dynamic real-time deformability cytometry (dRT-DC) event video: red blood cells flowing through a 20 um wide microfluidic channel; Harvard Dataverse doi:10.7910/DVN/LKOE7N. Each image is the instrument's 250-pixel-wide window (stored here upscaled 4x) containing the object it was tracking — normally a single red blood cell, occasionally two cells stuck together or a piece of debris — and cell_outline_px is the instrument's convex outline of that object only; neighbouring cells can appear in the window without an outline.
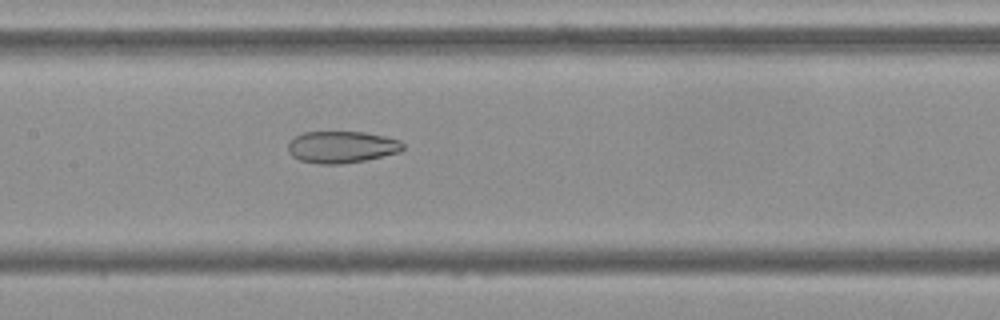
{"species": "Egyptian fruit bat (a non-hibernating species)", "species_latin": "Rousettus aegyptiacus", "temperature_condition": "cold", "stored_images_in_passage": 53, "camera_frame_rate_fps": 3000, "um_per_image_px": 0.085, "frame": {"image": 1, "passage_image": 26, "time_ms": 8.333, "image_size_px": [1000, 320], "cell_outline_px": [[404, 148], [400, 152], [364, 160], [340, 164], [316, 164], [300, 160], [292, 156], [288, 152], [288, 144], [296, 136], [304, 132], [364, 132], [384, 136], [400, 140], [404, 144]], "centroid_in_image_um": [29.05, 12.5], "position_along_channel_um": 178.4, "area_um2": 21.27}}
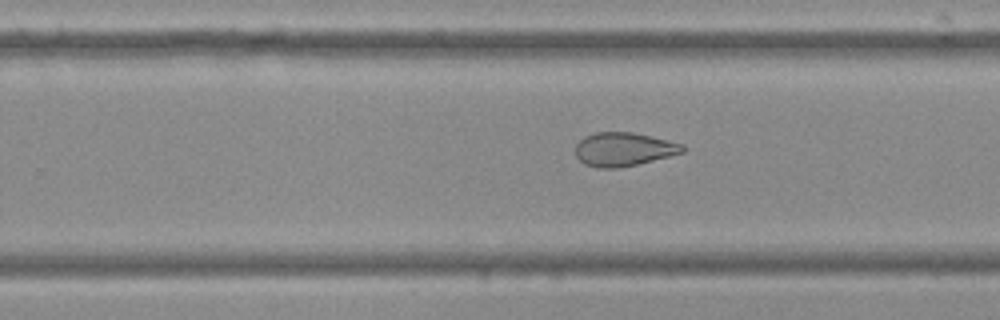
{"frame": {"image": 2, "passage_image": 34, "time_ms": 11.0, "image_size_px": [1000, 320], "cell_outline_px": [[684, 152], [636, 164], [616, 168], [596, 168], [584, 164], [576, 156], [576, 144], [584, 136], [596, 132], [632, 132], [668, 140], [684, 144]], "centroid_in_image_um": [52.98, 12.68], "position_along_channel_um": 276.8, "area_um2": 20.87}}
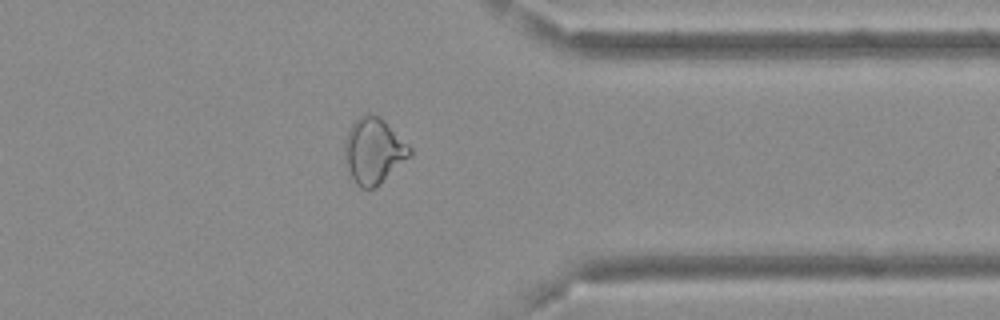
{"frame": {"image": 3, "passage_image": 43, "time_ms": 14.0, "image_size_px": [1000, 320], "cell_outline_px": [[412, 156], [380, 184], [372, 188], [360, 188], [356, 184], [344, 160], [344, 140], [352, 124], [360, 116], [368, 112], [380, 116], [412, 148]], "centroid_in_image_um": [31.77, 12.81], "position_along_channel_um": 379.6, "area_um2": 25.09}}